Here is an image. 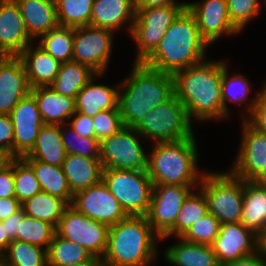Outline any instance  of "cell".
<instances>
[{"label": "cell", "instance_id": "1", "mask_svg": "<svg viewBox=\"0 0 266 266\" xmlns=\"http://www.w3.org/2000/svg\"><path fill=\"white\" fill-rule=\"evenodd\" d=\"M174 95L186 108L190 121L224 120L221 93L222 60L206 59L173 74Z\"/></svg>", "mask_w": 266, "mask_h": 266}, {"label": "cell", "instance_id": "2", "mask_svg": "<svg viewBox=\"0 0 266 266\" xmlns=\"http://www.w3.org/2000/svg\"><path fill=\"white\" fill-rule=\"evenodd\" d=\"M119 83L118 107L124 126L135 128L145 115L174 95L173 75L134 62Z\"/></svg>", "mask_w": 266, "mask_h": 266}, {"label": "cell", "instance_id": "3", "mask_svg": "<svg viewBox=\"0 0 266 266\" xmlns=\"http://www.w3.org/2000/svg\"><path fill=\"white\" fill-rule=\"evenodd\" d=\"M209 44L200 35L195 16L184 9L165 32L156 49L142 62L174 74L207 59Z\"/></svg>", "mask_w": 266, "mask_h": 266}, {"label": "cell", "instance_id": "4", "mask_svg": "<svg viewBox=\"0 0 266 266\" xmlns=\"http://www.w3.org/2000/svg\"><path fill=\"white\" fill-rule=\"evenodd\" d=\"M158 241L146 216H127L109 227L102 266H151L158 259Z\"/></svg>", "mask_w": 266, "mask_h": 266}, {"label": "cell", "instance_id": "5", "mask_svg": "<svg viewBox=\"0 0 266 266\" xmlns=\"http://www.w3.org/2000/svg\"><path fill=\"white\" fill-rule=\"evenodd\" d=\"M195 134L179 141L154 143L147 173L153 184L198 186L206 171L198 168Z\"/></svg>", "mask_w": 266, "mask_h": 266}, {"label": "cell", "instance_id": "6", "mask_svg": "<svg viewBox=\"0 0 266 266\" xmlns=\"http://www.w3.org/2000/svg\"><path fill=\"white\" fill-rule=\"evenodd\" d=\"M198 189L207 200L208 213L213 214L221 224L241 221L243 179L234 176L230 171L219 173L206 170Z\"/></svg>", "mask_w": 266, "mask_h": 266}, {"label": "cell", "instance_id": "7", "mask_svg": "<svg viewBox=\"0 0 266 266\" xmlns=\"http://www.w3.org/2000/svg\"><path fill=\"white\" fill-rule=\"evenodd\" d=\"M192 128L185 106L175 95L155 109H151L135 127L143 139H152V143L179 141L192 137Z\"/></svg>", "mask_w": 266, "mask_h": 266}, {"label": "cell", "instance_id": "8", "mask_svg": "<svg viewBox=\"0 0 266 266\" xmlns=\"http://www.w3.org/2000/svg\"><path fill=\"white\" fill-rule=\"evenodd\" d=\"M102 180L127 216L148 214L153 183L148 176L147 169H103Z\"/></svg>", "mask_w": 266, "mask_h": 266}, {"label": "cell", "instance_id": "9", "mask_svg": "<svg viewBox=\"0 0 266 266\" xmlns=\"http://www.w3.org/2000/svg\"><path fill=\"white\" fill-rule=\"evenodd\" d=\"M131 38L137 45L134 62H143L158 46L167 29L187 5L135 8Z\"/></svg>", "mask_w": 266, "mask_h": 266}, {"label": "cell", "instance_id": "10", "mask_svg": "<svg viewBox=\"0 0 266 266\" xmlns=\"http://www.w3.org/2000/svg\"><path fill=\"white\" fill-rule=\"evenodd\" d=\"M141 134L132 127L124 126L119 132L100 141L103 169H147L148 154L142 146ZM141 142V143H140Z\"/></svg>", "mask_w": 266, "mask_h": 266}, {"label": "cell", "instance_id": "11", "mask_svg": "<svg viewBox=\"0 0 266 266\" xmlns=\"http://www.w3.org/2000/svg\"><path fill=\"white\" fill-rule=\"evenodd\" d=\"M109 226L88 218L68 206L56 227V233L80 246L92 256L102 259L108 240Z\"/></svg>", "mask_w": 266, "mask_h": 266}, {"label": "cell", "instance_id": "12", "mask_svg": "<svg viewBox=\"0 0 266 266\" xmlns=\"http://www.w3.org/2000/svg\"><path fill=\"white\" fill-rule=\"evenodd\" d=\"M114 32L93 26L74 28L73 59L97 74H106L113 50Z\"/></svg>", "mask_w": 266, "mask_h": 266}, {"label": "cell", "instance_id": "13", "mask_svg": "<svg viewBox=\"0 0 266 266\" xmlns=\"http://www.w3.org/2000/svg\"><path fill=\"white\" fill-rule=\"evenodd\" d=\"M197 188L198 186L153 184L150 208L146 217L160 238L173 227L183 202Z\"/></svg>", "mask_w": 266, "mask_h": 266}, {"label": "cell", "instance_id": "14", "mask_svg": "<svg viewBox=\"0 0 266 266\" xmlns=\"http://www.w3.org/2000/svg\"><path fill=\"white\" fill-rule=\"evenodd\" d=\"M90 219L112 226L127 217L118 200L101 180L98 184L73 195L71 205Z\"/></svg>", "mask_w": 266, "mask_h": 266}, {"label": "cell", "instance_id": "15", "mask_svg": "<svg viewBox=\"0 0 266 266\" xmlns=\"http://www.w3.org/2000/svg\"><path fill=\"white\" fill-rule=\"evenodd\" d=\"M187 9L195 16L200 35L209 46L222 35L235 36L241 32L230 20L227 0L188 2Z\"/></svg>", "mask_w": 266, "mask_h": 266}, {"label": "cell", "instance_id": "16", "mask_svg": "<svg viewBox=\"0 0 266 266\" xmlns=\"http://www.w3.org/2000/svg\"><path fill=\"white\" fill-rule=\"evenodd\" d=\"M9 115L14 132L13 157L22 158L34 147L44 122L31 93L22 98Z\"/></svg>", "mask_w": 266, "mask_h": 266}, {"label": "cell", "instance_id": "17", "mask_svg": "<svg viewBox=\"0 0 266 266\" xmlns=\"http://www.w3.org/2000/svg\"><path fill=\"white\" fill-rule=\"evenodd\" d=\"M241 122V142L229 171L243 180H252L266 164V134L255 130L245 120Z\"/></svg>", "mask_w": 266, "mask_h": 266}, {"label": "cell", "instance_id": "18", "mask_svg": "<svg viewBox=\"0 0 266 266\" xmlns=\"http://www.w3.org/2000/svg\"><path fill=\"white\" fill-rule=\"evenodd\" d=\"M220 266L257 252L256 235L240 222L220 225V232L211 245Z\"/></svg>", "mask_w": 266, "mask_h": 266}, {"label": "cell", "instance_id": "19", "mask_svg": "<svg viewBox=\"0 0 266 266\" xmlns=\"http://www.w3.org/2000/svg\"><path fill=\"white\" fill-rule=\"evenodd\" d=\"M34 41L27 33L18 2L0 0V56H19Z\"/></svg>", "mask_w": 266, "mask_h": 266}, {"label": "cell", "instance_id": "20", "mask_svg": "<svg viewBox=\"0 0 266 266\" xmlns=\"http://www.w3.org/2000/svg\"><path fill=\"white\" fill-rule=\"evenodd\" d=\"M31 93L25 68L18 56H0V114H10Z\"/></svg>", "mask_w": 266, "mask_h": 266}, {"label": "cell", "instance_id": "21", "mask_svg": "<svg viewBox=\"0 0 266 266\" xmlns=\"http://www.w3.org/2000/svg\"><path fill=\"white\" fill-rule=\"evenodd\" d=\"M135 16V0H94L90 26L116 32L129 24L131 34Z\"/></svg>", "mask_w": 266, "mask_h": 266}, {"label": "cell", "instance_id": "22", "mask_svg": "<svg viewBox=\"0 0 266 266\" xmlns=\"http://www.w3.org/2000/svg\"><path fill=\"white\" fill-rule=\"evenodd\" d=\"M32 43L18 56L25 68L31 88L51 86L60 69L61 62Z\"/></svg>", "mask_w": 266, "mask_h": 266}, {"label": "cell", "instance_id": "23", "mask_svg": "<svg viewBox=\"0 0 266 266\" xmlns=\"http://www.w3.org/2000/svg\"><path fill=\"white\" fill-rule=\"evenodd\" d=\"M44 124H67L76 111L75 98L57 93L51 86L31 88Z\"/></svg>", "mask_w": 266, "mask_h": 266}, {"label": "cell", "instance_id": "24", "mask_svg": "<svg viewBox=\"0 0 266 266\" xmlns=\"http://www.w3.org/2000/svg\"><path fill=\"white\" fill-rule=\"evenodd\" d=\"M104 74H96L78 92L75 103L76 111L94 117L100 111H108L118 106L119 83L116 86L95 84L96 78Z\"/></svg>", "mask_w": 266, "mask_h": 266}, {"label": "cell", "instance_id": "25", "mask_svg": "<svg viewBox=\"0 0 266 266\" xmlns=\"http://www.w3.org/2000/svg\"><path fill=\"white\" fill-rule=\"evenodd\" d=\"M29 36L34 40L59 26L55 0H16Z\"/></svg>", "mask_w": 266, "mask_h": 266}, {"label": "cell", "instance_id": "26", "mask_svg": "<svg viewBox=\"0 0 266 266\" xmlns=\"http://www.w3.org/2000/svg\"><path fill=\"white\" fill-rule=\"evenodd\" d=\"M62 170L73 195L88 189L102 180V165L99 158L67 154Z\"/></svg>", "mask_w": 266, "mask_h": 266}, {"label": "cell", "instance_id": "27", "mask_svg": "<svg viewBox=\"0 0 266 266\" xmlns=\"http://www.w3.org/2000/svg\"><path fill=\"white\" fill-rule=\"evenodd\" d=\"M66 155L61 138V125L44 124L39 130L34 147L22 158L62 166Z\"/></svg>", "mask_w": 266, "mask_h": 266}, {"label": "cell", "instance_id": "28", "mask_svg": "<svg viewBox=\"0 0 266 266\" xmlns=\"http://www.w3.org/2000/svg\"><path fill=\"white\" fill-rule=\"evenodd\" d=\"M178 241L166 247L164 259L173 266H220L209 245L191 243L177 237Z\"/></svg>", "mask_w": 266, "mask_h": 266}, {"label": "cell", "instance_id": "29", "mask_svg": "<svg viewBox=\"0 0 266 266\" xmlns=\"http://www.w3.org/2000/svg\"><path fill=\"white\" fill-rule=\"evenodd\" d=\"M248 79H245L243 74L235 73L233 76L229 77L228 65L226 61L222 60V80H221V93H222V102L224 109V119H228L230 115V109L228 108L227 102L246 104L245 111H247V116L243 114L242 120H245L254 109L256 102L258 101L260 91L254 95L251 99L248 96L250 92V85ZM250 100V102H249ZM245 101V102H244ZM245 115V116H244Z\"/></svg>", "mask_w": 266, "mask_h": 266}, {"label": "cell", "instance_id": "30", "mask_svg": "<svg viewBox=\"0 0 266 266\" xmlns=\"http://www.w3.org/2000/svg\"><path fill=\"white\" fill-rule=\"evenodd\" d=\"M240 223L255 235L266 224V189L244 180L242 218Z\"/></svg>", "mask_w": 266, "mask_h": 266}, {"label": "cell", "instance_id": "31", "mask_svg": "<svg viewBox=\"0 0 266 266\" xmlns=\"http://www.w3.org/2000/svg\"><path fill=\"white\" fill-rule=\"evenodd\" d=\"M25 161L33 168L42 192L59 197L71 205L73 193L69 188L62 166L46 164L38 160Z\"/></svg>", "mask_w": 266, "mask_h": 266}, {"label": "cell", "instance_id": "32", "mask_svg": "<svg viewBox=\"0 0 266 266\" xmlns=\"http://www.w3.org/2000/svg\"><path fill=\"white\" fill-rule=\"evenodd\" d=\"M97 73L89 66L75 61L61 63L51 87L59 94L76 98L78 92Z\"/></svg>", "mask_w": 266, "mask_h": 266}, {"label": "cell", "instance_id": "33", "mask_svg": "<svg viewBox=\"0 0 266 266\" xmlns=\"http://www.w3.org/2000/svg\"><path fill=\"white\" fill-rule=\"evenodd\" d=\"M207 214L208 205L204 194L200 189H195V192L193 190L183 202L175 224L160 240L168 239L170 236L181 237L194 223Z\"/></svg>", "mask_w": 266, "mask_h": 266}, {"label": "cell", "instance_id": "34", "mask_svg": "<svg viewBox=\"0 0 266 266\" xmlns=\"http://www.w3.org/2000/svg\"><path fill=\"white\" fill-rule=\"evenodd\" d=\"M68 206L64 200L45 192H40L21 203V208L27 216L50 223L55 228Z\"/></svg>", "mask_w": 266, "mask_h": 266}, {"label": "cell", "instance_id": "35", "mask_svg": "<svg viewBox=\"0 0 266 266\" xmlns=\"http://www.w3.org/2000/svg\"><path fill=\"white\" fill-rule=\"evenodd\" d=\"M38 40L46 53L61 63L72 61L74 45V27L58 26L48 33L41 35Z\"/></svg>", "mask_w": 266, "mask_h": 266}, {"label": "cell", "instance_id": "36", "mask_svg": "<svg viewBox=\"0 0 266 266\" xmlns=\"http://www.w3.org/2000/svg\"><path fill=\"white\" fill-rule=\"evenodd\" d=\"M0 266H47V250L30 243L12 240L0 258Z\"/></svg>", "mask_w": 266, "mask_h": 266}, {"label": "cell", "instance_id": "37", "mask_svg": "<svg viewBox=\"0 0 266 266\" xmlns=\"http://www.w3.org/2000/svg\"><path fill=\"white\" fill-rule=\"evenodd\" d=\"M92 257L83 246L67 240L55 232L47 249V266L69 265L88 261Z\"/></svg>", "mask_w": 266, "mask_h": 266}, {"label": "cell", "instance_id": "38", "mask_svg": "<svg viewBox=\"0 0 266 266\" xmlns=\"http://www.w3.org/2000/svg\"><path fill=\"white\" fill-rule=\"evenodd\" d=\"M94 0H55L60 26H89Z\"/></svg>", "mask_w": 266, "mask_h": 266}, {"label": "cell", "instance_id": "39", "mask_svg": "<svg viewBox=\"0 0 266 266\" xmlns=\"http://www.w3.org/2000/svg\"><path fill=\"white\" fill-rule=\"evenodd\" d=\"M55 232L56 228L52 224L37 220L25 214L22 221H19L16 240L30 243L47 250Z\"/></svg>", "mask_w": 266, "mask_h": 266}, {"label": "cell", "instance_id": "40", "mask_svg": "<svg viewBox=\"0 0 266 266\" xmlns=\"http://www.w3.org/2000/svg\"><path fill=\"white\" fill-rule=\"evenodd\" d=\"M14 190L21 203L42 192L33 168L23 158H14Z\"/></svg>", "mask_w": 266, "mask_h": 266}, {"label": "cell", "instance_id": "41", "mask_svg": "<svg viewBox=\"0 0 266 266\" xmlns=\"http://www.w3.org/2000/svg\"><path fill=\"white\" fill-rule=\"evenodd\" d=\"M61 138L67 154L99 158L100 141L95 137H82L68 124L61 125Z\"/></svg>", "mask_w": 266, "mask_h": 266}, {"label": "cell", "instance_id": "42", "mask_svg": "<svg viewBox=\"0 0 266 266\" xmlns=\"http://www.w3.org/2000/svg\"><path fill=\"white\" fill-rule=\"evenodd\" d=\"M220 221L211 213L194 223L181 238L187 242L211 246L220 232Z\"/></svg>", "mask_w": 266, "mask_h": 266}, {"label": "cell", "instance_id": "43", "mask_svg": "<svg viewBox=\"0 0 266 266\" xmlns=\"http://www.w3.org/2000/svg\"><path fill=\"white\" fill-rule=\"evenodd\" d=\"M261 6L260 0H227L230 20L240 31L259 16Z\"/></svg>", "mask_w": 266, "mask_h": 266}, {"label": "cell", "instance_id": "44", "mask_svg": "<svg viewBox=\"0 0 266 266\" xmlns=\"http://www.w3.org/2000/svg\"><path fill=\"white\" fill-rule=\"evenodd\" d=\"M95 138L99 141L119 132L124 123L119 107L108 111H100L93 117Z\"/></svg>", "mask_w": 266, "mask_h": 266}, {"label": "cell", "instance_id": "45", "mask_svg": "<svg viewBox=\"0 0 266 266\" xmlns=\"http://www.w3.org/2000/svg\"><path fill=\"white\" fill-rule=\"evenodd\" d=\"M261 88L258 101L245 121L255 130L266 134V82Z\"/></svg>", "mask_w": 266, "mask_h": 266}, {"label": "cell", "instance_id": "46", "mask_svg": "<svg viewBox=\"0 0 266 266\" xmlns=\"http://www.w3.org/2000/svg\"><path fill=\"white\" fill-rule=\"evenodd\" d=\"M67 124L82 137H95L93 117L91 116L75 111Z\"/></svg>", "mask_w": 266, "mask_h": 266}, {"label": "cell", "instance_id": "47", "mask_svg": "<svg viewBox=\"0 0 266 266\" xmlns=\"http://www.w3.org/2000/svg\"><path fill=\"white\" fill-rule=\"evenodd\" d=\"M14 132L9 114H0V150L13 156Z\"/></svg>", "mask_w": 266, "mask_h": 266}, {"label": "cell", "instance_id": "48", "mask_svg": "<svg viewBox=\"0 0 266 266\" xmlns=\"http://www.w3.org/2000/svg\"><path fill=\"white\" fill-rule=\"evenodd\" d=\"M15 197L14 159L10 166L0 174V198Z\"/></svg>", "mask_w": 266, "mask_h": 266}, {"label": "cell", "instance_id": "49", "mask_svg": "<svg viewBox=\"0 0 266 266\" xmlns=\"http://www.w3.org/2000/svg\"><path fill=\"white\" fill-rule=\"evenodd\" d=\"M21 209V202L16 197L0 198V221L6 220Z\"/></svg>", "mask_w": 266, "mask_h": 266}, {"label": "cell", "instance_id": "50", "mask_svg": "<svg viewBox=\"0 0 266 266\" xmlns=\"http://www.w3.org/2000/svg\"><path fill=\"white\" fill-rule=\"evenodd\" d=\"M24 215H25L24 210L21 208L19 211L12 214L6 220L1 221L2 225L6 229V235L11 240H16V233L18 232L19 221H22Z\"/></svg>", "mask_w": 266, "mask_h": 266}, {"label": "cell", "instance_id": "51", "mask_svg": "<svg viewBox=\"0 0 266 266\" xmlns=\"http://www.w3.org/2000/svg\"><path fill=\"white\" fill-rule=\"evenodd\" d=\"M224 266H266V256L257 251L252 255L231 261Z\"/></svg>", "mask_w": 266, "mask_h": 266}, {"label": "cell", "instance_id": "52", "mask_svg": "<svg viewBox=\"0 0 266 266\" xmlns=\"http://www.w3.org/2000/svg\"><path fill=\"white\" fill-rule=\"evenodd\" d=\"M171 5H187V2H176V0H135V8H152Z\"/></svg>", "mask_w": 266, "mask_h": 266}, {"label": "cell", "instance_id": "53", "mask_svg": "<svg viewBox=\"0 0 266 266\" xmlns=\"http://www.w3.org/2000/svg\"><path fill=\"white\" fill-rule=\"evenodd\" d=\"M256 248L260 254L266 256V224L256 234Z\"/></svg>", "mask_w": 266, "mask_h": 266}, {"label": "cell", "instance_id": "54", "mask_svg": "<svg viewBox=\"0 0 266 266\" xmlns=\"http://www.w3.org/2000/svg\"><path fill=\"white\" fill-rule=\"evenodd\" d=\"M12 242V240L6 235V229L2 225L0 221V258L7 251L8 245Z\"/></svg>", "mask_w": 266, "mask_h": 266}, {"label": "cell", "instance_id": "55", "mask_svg": "<svg viewBox=\"0 0 266 266\" xmlns=\"http://www.w3.org/2000/svg\"><path fill=\"white\" fill-rule=\"evenodd\" d=\"M13 159L10 153L0 150V174L10 166Z\"/></svg>", "mask_w": 266, "mask_h": 266}, {"label": "cell", "instance_id": "56", "mask_svg": "<svg viewBox=\"0 0 266 266\" xmlns=\"http://www.w3.org/2000/svg\"><path fill=\"white\" fill-rule=\"evenodd\" d=\"M251 181L257 184L259 187L266 189V164Z\"/></svg>", "mask_w": 266, "mask_h": 266}, {"label": "cell", "instance_id": "57", "mask_svg": "<svg viewBox=\"0 0 266 266\" xmlns=\"http://www.w3.org/2000/svg\"><path fill=\"white\" fill-rule=\"evenodd\" d=\"M60 266H102V261L100 258L93 256L88 261L69 264V265H60Z\"/></svg>", "mask_w": 266, "mask_h": 266}]
</instances>
